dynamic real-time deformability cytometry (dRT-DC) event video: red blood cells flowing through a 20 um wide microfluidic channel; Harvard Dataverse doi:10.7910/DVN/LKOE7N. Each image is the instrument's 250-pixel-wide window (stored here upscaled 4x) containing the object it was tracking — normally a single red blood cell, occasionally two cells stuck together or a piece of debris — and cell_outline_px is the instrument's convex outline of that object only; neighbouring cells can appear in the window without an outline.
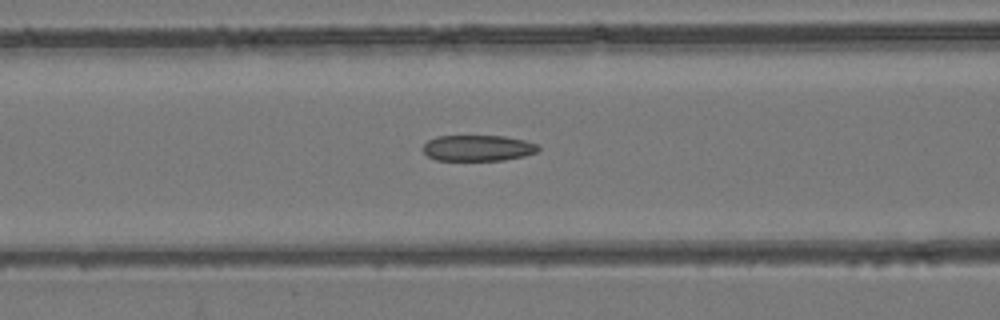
{"species": "common noctule bat (a hibernating species)", "species_latin": "Nyctalus noctula", "temperature_condition": "room temperature", "stored_images_in_passage": 55, "camera_frame_rate_fps": 3000, "um_per_image_px": 0.085, "animal": {"sex": "female", "body_mass_g": 24.6, "forearm_length_mm": 56.2}, "frame": {"image": 1, "passage_image": 23, "time_ms": 7.333, "image_size_px": [1000, 320], "cell_outline_px": [[540, 148], [536, 152], [524, 156], [504, 160], [436, 160], [428, 156], [424, 152], [424, 144], [428, 140], [436, 136], [504, 136], [524, 140], [536, 144]], "centroid_in_image_um": [40.62, 12.58], "position_along_channel_um": 126.0, "area_um2": 17.34}}
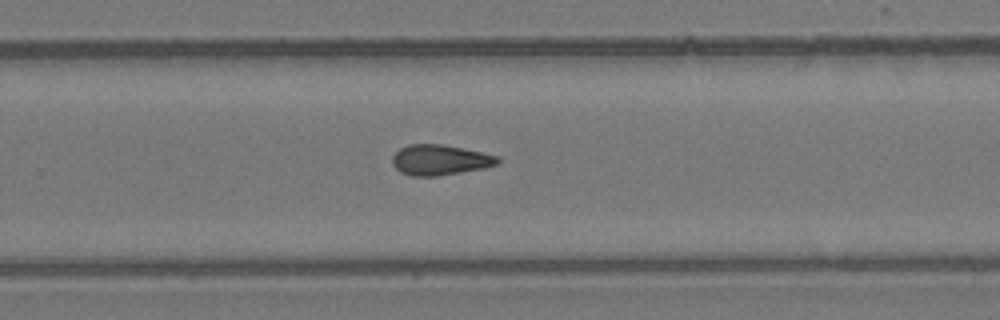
{"frame": {"image": 2, "passage_image": 36, "time_ms": 11.667, "image_size_px": [1000, 320], "cell_outline_px": [[500, 164], [484, 168], [436, 176], [412, 176], [400, 172], [392, 164], [392, 156], [400, 148], [408, 144], [444, 144], [500, 156]], "centroid_in_image_um": [37.41, 13.59], "position_along_channel_um": 292.4, "area_um2": 18.79}}
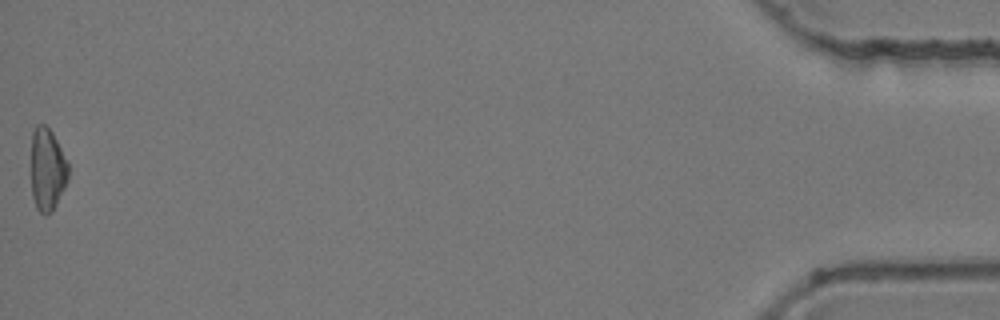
{"frame": {"image": 3, "passage_image": 55, "time_ms": 18.0, "image_size_px": [1000, 320], "cell_outline_px": [[68, 180], [52, 212], [44, 216], [36, 208], [32, 196], [32, 132], [36, 124], [44, 124], [52, 132], [68, 164]], "centroid_in_image_um": [4.01, 14.43], "position_along_channel_um": 431.2, "area_um2": 17.74}, "authors_computed_cell_mechanics": {"area_um2": 18.6694, "velocity_mm_per_s": 3.8544, "shape_relaxation_time_tau1_ms": null, "shape_relaxation_time_tau2_ms": 5.8567, "deformation_change_tau1": null, "deformation_change_tau2": 0.1476}}